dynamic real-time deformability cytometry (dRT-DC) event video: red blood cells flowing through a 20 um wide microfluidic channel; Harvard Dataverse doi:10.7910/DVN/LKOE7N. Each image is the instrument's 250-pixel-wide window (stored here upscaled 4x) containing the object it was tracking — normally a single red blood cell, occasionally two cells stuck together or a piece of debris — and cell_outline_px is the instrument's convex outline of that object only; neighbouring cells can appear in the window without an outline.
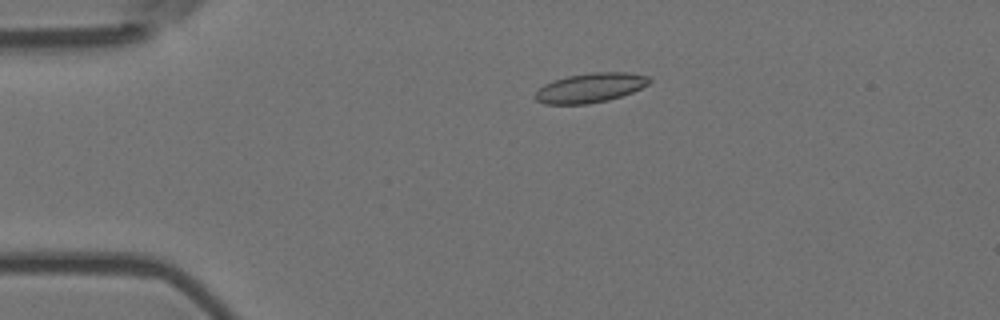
{"species": "Egyptian fruit bat (a non-hibernating species)", "species_latin": "Rousettus aegyptiacus", "temperature_condition": "room temperature", "stored_images_in_passage": 55, "camera_frame_rate_fps": 3000, "um_per_image_px": 0.085, "animal": {"sex": "female"}, "frame": {"image": 1, "passage_image": 11, "time_ms": 3.333, "image_size_px": [1000, 320], "cell_outline_px": [[652, 80], [648, 84], [632, 92], [608, 100], [588, 104], [544, 104], [536, 100], [532, 96], [544, 84], [552, 80], [568, 76], [592, 72], [628, 72], [648, 76]], "centroid_in_image_um": [50.15, 7.46], "position_along_channel_um": 34.9, "area_um2": 19.65}}
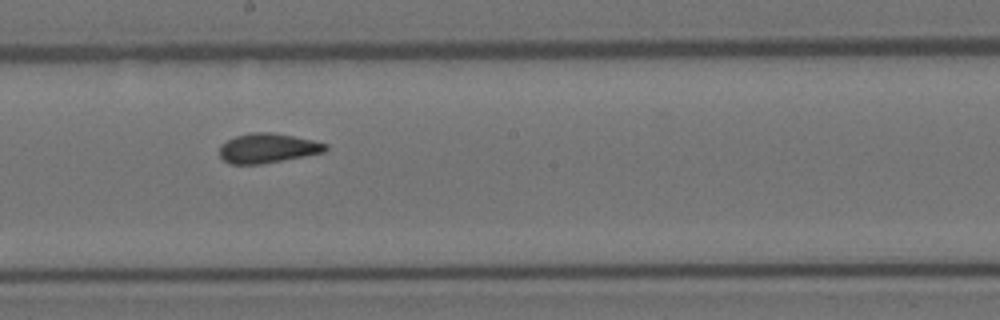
{"frame": {"image": 2, "passage_image": 30, "time_ms": 9.667, "image_size_px": [1000, 320], "cell_outline_px": [[328, 148], [324, 152], [264, 164], [228, 164], [220, 156], [220, 144], [236, 136], [252, 132], [272, 132], [312, 140], [328, 144]], "centroid_in_image_um": [22.74, 12.6], "position_along_channel_um": 225.5, "area_um2": 18.26}}
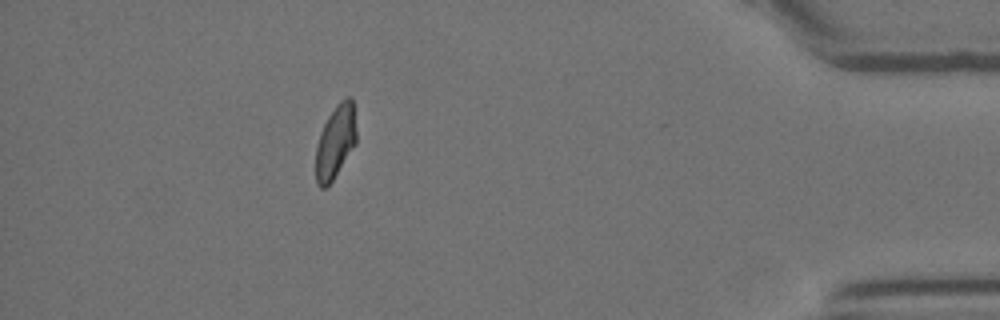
{"frame": {"image": 3, "passage_image": 49, "time_ms": 16.0, "image_size_px": [1000, 320], "cell_outline_px": [[356, 144], [332, 180], [324, 188], [320, 188], [316, 184], [316, 148], [320, 132], [328, 116], [336, 104], [340, 100], [348, 96], [352, 96], [356, 132]], "centroid_in_image_um": [28.51, 12.03], "position_along_channel_um": 406.7, "area_um2": 17.28}, "authors_computed_cell_mechanics": {"area_um2": 18.496, "velocity_mm_per_s": 3.6534, "shape_relaxation_time_tau1_ms": 7.3475, "shape_relaxation_time_tau2_ms": 1.2281, "deformation_change_tau1": 0.1664, "deformation_change_tau2": 0.0768}}